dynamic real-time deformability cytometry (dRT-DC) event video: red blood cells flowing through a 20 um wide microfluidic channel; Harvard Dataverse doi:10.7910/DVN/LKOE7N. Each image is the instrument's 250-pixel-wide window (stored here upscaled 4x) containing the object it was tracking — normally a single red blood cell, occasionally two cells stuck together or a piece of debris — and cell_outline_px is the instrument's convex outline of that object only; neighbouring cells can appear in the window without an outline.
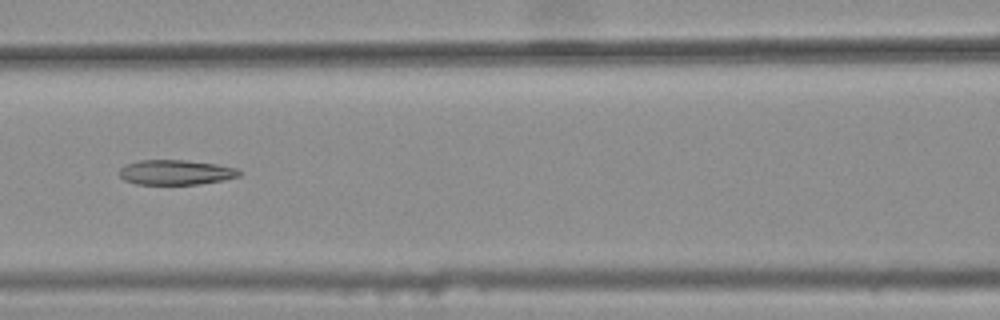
{"species": "common noctule bat (a hibernating species)", "species_latin": "Nyctalus noctula", "temperature_condition": "warm", "stored_images_in_passage": 3, "camera_frame_rate_fps": 3000, "um_per_image_px": 0.085, "animal": {"sex": "female", "body_mass_g": 25.1}, "frame": {"image": 1, "passage_image": 3, "time_ms": 0.667, "image_size_px": [1000, 320], "cell_outline_px": [[244, 172], [240, 176], [224, 180], [200, 184], [136, 184], [124, 180], [120, 176], [120, 168], [128, 164], [140, 160], [184, 160], [216, 164], [236, 168]], "centroid_in_image_um": [14.98, 14.65], "position_along_channel_um": 151.6, "area_um2": 17.4}}